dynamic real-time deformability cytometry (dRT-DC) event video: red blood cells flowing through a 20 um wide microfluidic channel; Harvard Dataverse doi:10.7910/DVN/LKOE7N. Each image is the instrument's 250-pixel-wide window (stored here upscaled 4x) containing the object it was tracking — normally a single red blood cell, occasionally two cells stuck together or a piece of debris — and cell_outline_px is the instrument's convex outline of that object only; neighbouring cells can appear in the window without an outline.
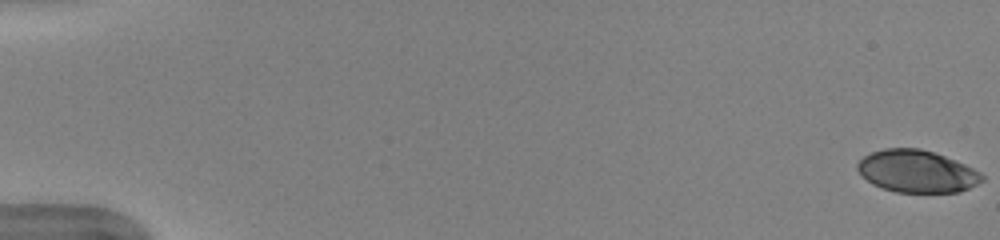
{"species": "human", "species_latin": "Homo sapiens", "temperature_condition": "warm", "stored_images_in_passage": 52, "camera_frame_rate_fps": 3000, "um_per_image_px": 0.085, "donor": {"sex": "female"}, "frame": {"image": 1, "passage_image": 1, "time_ms": 0.0, "image_size_px": [1000, 240], "cell_outline_px": [[984, 180], [960, 192], [896, 192], [872, 184], [856, 168], [856, 164], [864, 156], [872, 152], [884, 148], [920, 148], [944, 156], [964, 164], [980, 172], [984, 176]], "centroid_in_image_um": [77.93, 14.56], "position_along_channel_um": 7.1, "area_um2": 30.4}}
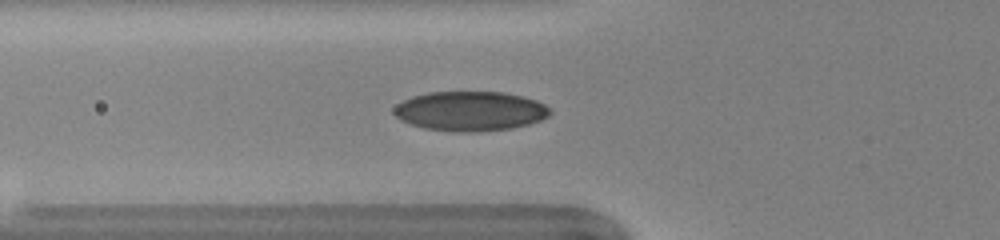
{"frame": {"image": 2, "passage_image": 20, "time_ms": 6.333, "image_size_px": [1000, 240], "cell_outline_px": [[552, 112], [548, 116], [540, 120], [528, 124], [512, 128], [480, 132], [452, 132], [424, 128], [400, 120], [392, 112], [392, 108], [396, 104], [412, 96], [428, 92], [504, 92], [524, 96], [536, 100], [544, 104]], "centroid_in_image_um": [39.95, 9.45], "position_along_channel_um": 85.9, "area_um2": 36.3}}
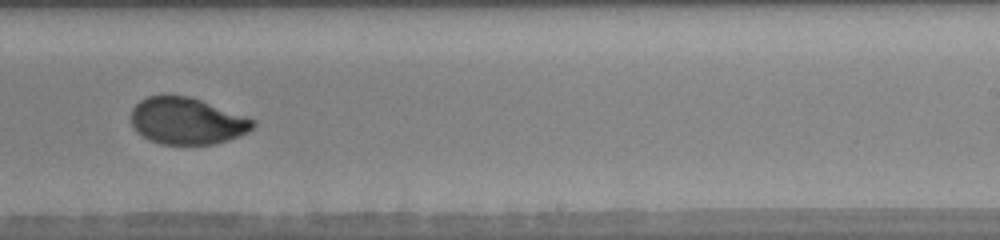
{"frame": {"image": 3, "passage_image": 34, "time_ms": 11.0, "image_size_px": [1000, 240], "cell_outline_px": [[256, 124], [248, 132], [240, 136], [228, 140], [212, 144], [160, 144], [148, 140], [140, 136], [136, 132], [132, 124], [132, 108], [140, 100], [148, 96], [160, 92], [168, 92], [188, 96], [248, 116], [256, 120]], "centroid_in_image_um": [15.87, 10.25], "position_along_channel_um": 273.1, "area_um2": 33.99}, "authors_computed_cell_mechanics": {"area_um2": 33.2639, "velocity_mm_per_s": 3.9983, "shape_relaxation_time_tau1_ms": 3.7285, "shape_relaxation_time_tau2_ms": null, "deformation_change_tau1": 0.15, "deformation_change_tau2": null}}